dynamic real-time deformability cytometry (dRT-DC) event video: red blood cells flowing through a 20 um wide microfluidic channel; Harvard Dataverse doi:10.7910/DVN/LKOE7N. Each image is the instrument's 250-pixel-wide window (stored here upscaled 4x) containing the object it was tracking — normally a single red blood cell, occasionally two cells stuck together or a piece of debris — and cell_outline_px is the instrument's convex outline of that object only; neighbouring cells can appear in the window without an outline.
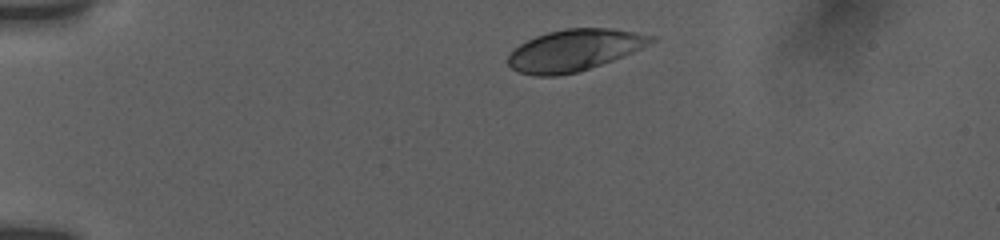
{"species": "human", "species_latin": "Homo sapiens", "temperature_condition": "room temperature", "stored_images_in_passage": 8, "camera_frame_rate_fps": 3000, "um_per_image_px": 0.085, "donor": {"sex": "female"}, "frame": {"image": 1, "passage_image": 1, "time_ms": 0.0, "image_size_px": [1000, 240], "cell_outline_px": [[656, 40], [632, 52], [612, 60], [576, 72], [556, 76], [536, 76], [520, 72], [512, 68], [508, 64], [508, 56], [520, 44], [536, 36], [548, 32], [564, 28], [608, 28], [636, 32], [656, 36]], "centroid_in_image_um": [48.81, 4.26], "position_along_channel_um": 36.2, "area_um2": 34.16}}
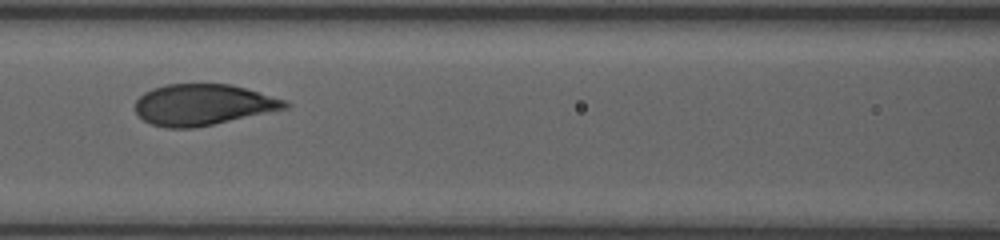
{"frame": {"image": 2, "passage_image": 5, "time_ms": 4.667, "image_size_px": [1000, 240], "cell_outline_px": [[292, 104], [288, 108], [212, 124], [192, 128], [168, 128], [152, 124], [144, 120], [136, 112], [136, 100], [144, 92], [152, 88], [168, 84], [232, 84], [288, 100]], "centroid_in_image_um": [17.28, 8.89], "position_along_channel_um": 149.3, "area_um2": 35.78}}
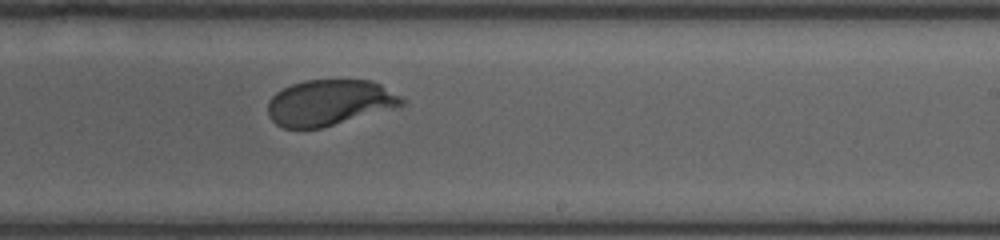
{"frame": {"image": 3, "passage_image": 8, "time_ms": 7.667, "image_size_px": [1000, 240], "cell_outline_px": [[408, 104], [400, 108], [320, 128], [284, 128], [276, 124], [268, 116], [268, 100], [276, 92], [292, 84], [304, 80], [372, 80], [380, 84], [408, 100]], "centroid_in_image_um": [28.08, 8.73], "position_along_channel_um": 260.9, "area_um2": 36.36}}